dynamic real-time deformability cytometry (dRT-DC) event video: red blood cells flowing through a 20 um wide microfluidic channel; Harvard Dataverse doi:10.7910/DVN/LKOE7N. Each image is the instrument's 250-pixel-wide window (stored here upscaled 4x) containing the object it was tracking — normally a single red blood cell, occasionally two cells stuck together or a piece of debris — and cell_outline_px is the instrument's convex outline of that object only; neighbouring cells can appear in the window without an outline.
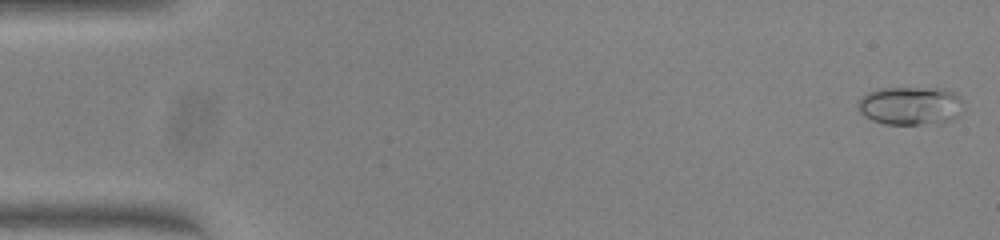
{"species": "common noctule bat (a hibernating species)", "species_latin": "Nyctalus noctula", "temperature_condition": "warm", "stored_images_in_passage": 12, "camera_frame_rate_fps": 3000, "um_per_image_px": 0.085, "animal": {"sex": "female", "body_mass_g": 23.0, "forearm_length_mm": 53.4}, "frame": {"image": 1, "passage_image": 1, "time_ms": 0.0, "image_size_px": [1000, 240], "cell_outline_px": [[964, 108], [948, 120], [920, 124], [884, 124], [872, 120], [864, 116], [856, 108], [856, 104], [868, 92], [880, 88], [944, 88], [952, 92], [964, 104]], "centroid_in_image_um": [77.32, 8.97], "position_along_channel_um": 7.7, "area_um2": 23.29}}